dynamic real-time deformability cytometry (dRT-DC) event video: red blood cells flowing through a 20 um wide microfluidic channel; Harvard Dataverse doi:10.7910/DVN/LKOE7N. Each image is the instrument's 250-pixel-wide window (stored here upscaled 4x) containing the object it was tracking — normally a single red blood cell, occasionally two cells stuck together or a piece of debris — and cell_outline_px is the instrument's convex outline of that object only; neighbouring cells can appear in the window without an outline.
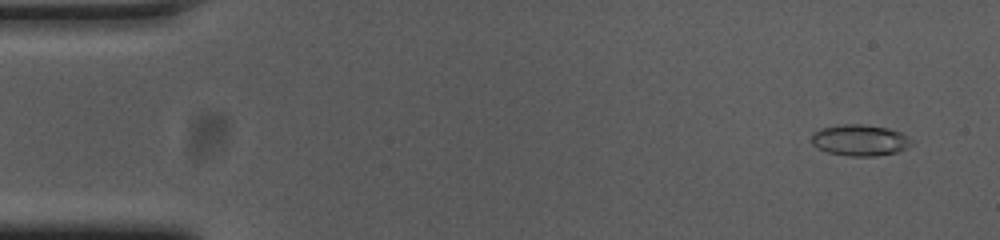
{"species": "common noctule bat (a hibernating species)", "species_latin": "Nyctalus noctula", "temperature_condition": "cold", "stored_images_in_passage": 52, "camera_frame_rate_fps": 3000, "um_per_image_px": 0.085, "animal": {"sex": "female", "body_mass_g": 23.0, "forearm_length_mm": 53.4}, "frame": {"image": 1, "passage_image": 1, "time_ms": 0.0, "image_size_px": [1000, 240], "cell_outline_px": [[912, 140], [904, 148], [896, 152], [876, 156], [852, 156], [828, 152], [812, 144], [812, 136], [820, 128], [844, 124], [860, 124], [888, 128], [900, 132], [908, 136]], "centroid_in_image_um": [73.09, 11.91], "position_along_channel_um": 11.9, "area_um2": 17.8}}
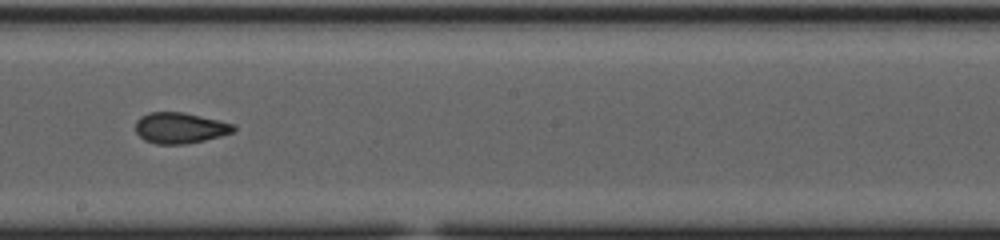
{"frame": {"image": 2, "passage_image": 28, "time_ms": 9.0, "image_size_px": [1000, 240], "cell_outline_px": [[236, 128], [232, 132], [220, 136], [204, 140], [184, 144], [156, 144], [144, 140], [136, 132], [136, 120], [140, 116], [148, 112], [184, 112], [236, 124]], "centroid_in_image_um": [15.29, 10.86], "position_along_channel_um": 232.9, "area_um2": 17.69}}
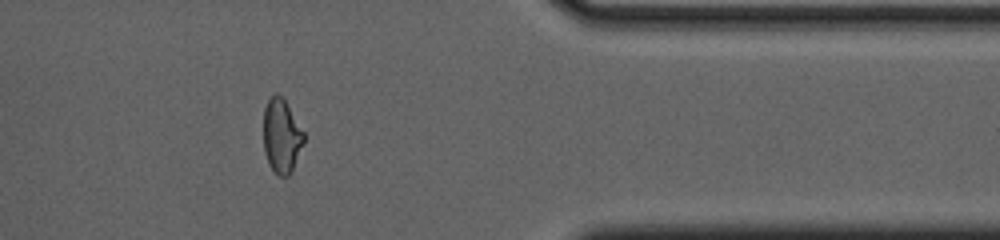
{"frame": {"image": 3, "passage_image": 42, "time_ms": 13.667, "image_size_px": [1000, 240], "cell_outline_px": [[304, 140], [292, 168], [288, 176], [276, 176], [268, 164], [264, 152], [264, 108], [268, 100], [276, 92], [284, 100], [304, 132]], "centroid_in_image_um": [23.9, 11.58], "position_along_channel_um": 387.5, "area_um2": 17.11}, "authors_computed_cell_mechanics": {"area_um2": 17.6868, "velocity_mm_per_s": 3.7493, "shape_relaxation_time_tau1_ms": 4.8182, "shape_relaxation_time_tau2_ms": 2.0388, "deformation_change_tau1": 0.1644, "deformation_change_tau2": 0.0848}}